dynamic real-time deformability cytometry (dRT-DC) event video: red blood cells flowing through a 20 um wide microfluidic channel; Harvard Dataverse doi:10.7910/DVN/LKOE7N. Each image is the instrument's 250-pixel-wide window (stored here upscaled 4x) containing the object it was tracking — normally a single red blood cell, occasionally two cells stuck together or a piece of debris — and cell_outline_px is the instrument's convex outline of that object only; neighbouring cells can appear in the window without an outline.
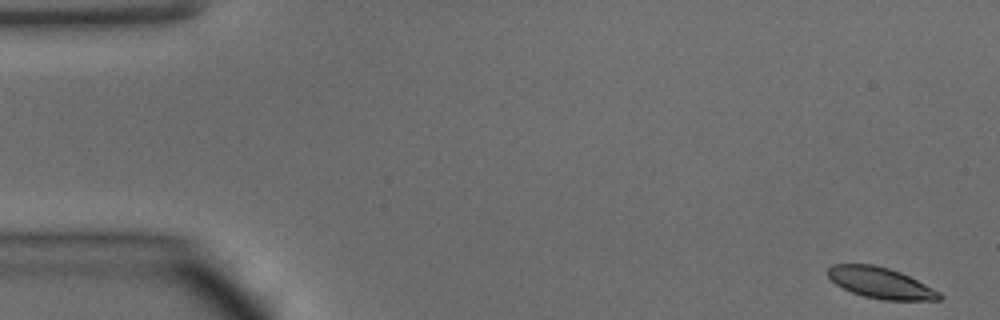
{"species": "common noctule bat (a hibernating species)", "species_latin": "Nyctalus noctula", "temperature_condition": "warm", "stored_images_in_passage": 48, "camera_frame_rate_fps": 3000, "um_per_image_px": 0.085, "animal": {"sex": "male", "body_mass_g": 15.6}, "frame": {"image": 1, "passage_image": 1, "time_ms": 0.0, "image_size_px": [1000, 320], "cell_outline_px": [[944, 296], [940, 300], [884, 300], [864, 296], [852, 292], [836, 284], [828, 276], [828, 268], [832, 264], [872, 264], [888, 268], [900, 272], [940, 292]], "centroid_in_image_um": [74.85, 24.05], "position_along_channel_um": 10.1, "area_um2": 19.88}}
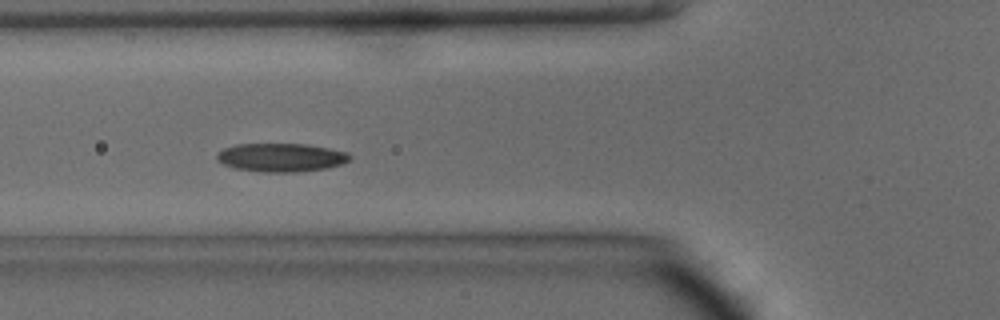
{"frame": {"image": 2, "passage_image": 17, "time_ms": 5.333, "image_size_px": [1000, 320], "cell_outline_px": [[352, 156], [348, 160], [340, 164], [328, 168], [296, 172], [268, 172], [236, 168], [224, 164], [216, 160], [216, 156], [224, 148], [236, 144], [304, 144], [328, 148], [348, 152]], "centroid_in_image_um": [23.91, 13.38], "position_along_channel_um": 101.9, "area_um2": 21.85}}
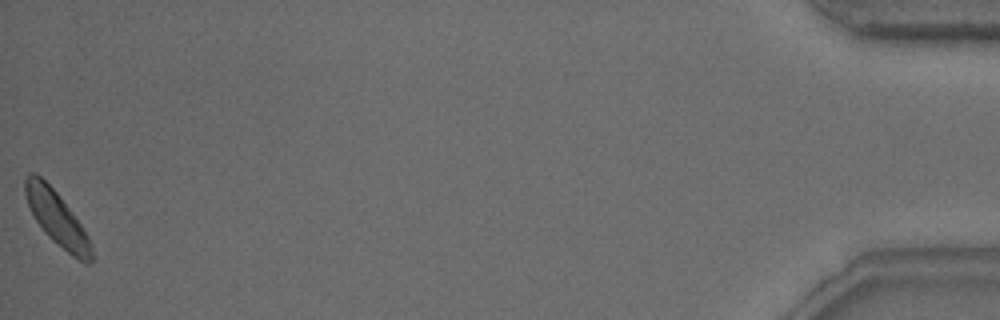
{"frame": {"image": 3, "passage_image": 48, "time_ms": 15.667, "image_size_px": [1000, 320], "cell_outline_px": [[96, 256], [88, 264], [72, 256], [52, 240], [44, 232], [36, 220], [28, 204], [24, 192], [24, 176], [28, 172], [36, 172], [56, 192], [72, 212], [88, 236]], "centroid_in_image_um": [4.84, 18.57], "position_along_channel_um": 430.4, "area_um2": 20.87}, "authors_computed_cell_mechanics": {"area_um2": 21.0681, "velocity_mm_per_s": 4.1309, "shape_relaxation_time_tau1_ms": 1.7158, "shape_relaxation_time_tau2_ms": null, "deformation_change_tau1": 0.0947, "deformation_change_tau2": null}}